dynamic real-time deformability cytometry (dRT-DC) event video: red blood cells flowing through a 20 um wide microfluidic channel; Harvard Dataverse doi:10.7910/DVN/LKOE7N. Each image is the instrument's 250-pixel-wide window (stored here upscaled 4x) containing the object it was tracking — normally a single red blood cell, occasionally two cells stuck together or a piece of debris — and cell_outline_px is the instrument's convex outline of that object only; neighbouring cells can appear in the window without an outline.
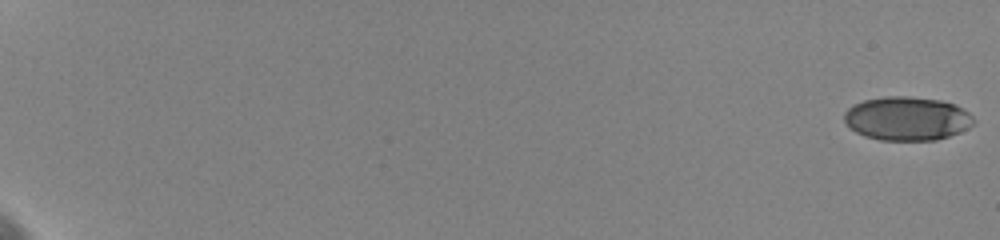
{"species": "human", "species_latin": "Homo sapiens", "temperature_condition": "cold", "stored_images_in_passage": 23, "camera_frame_rate_fps": 3000, "um_per_image_px": 0.085, "donor": {"sex": "female"}, "frame": {"image": 1, "passage_image": 1, "time_ms": 0.0, "image_size_px": [1000, 240], "cell_outline_px": [[976, 120], [968, 128], [960, 132], [936, 140], [880, 140], [864, 136], [856, 132], [844, 120], [844, 112], [852, 104], [864, 100], [884, 96], [908, 96], [940, 100], [956, 104], [964, 108]], "centroid_in_image_um": [77.11, 10.07], "position_along_channel_um": 7.9, "area_um2": 33.18}}
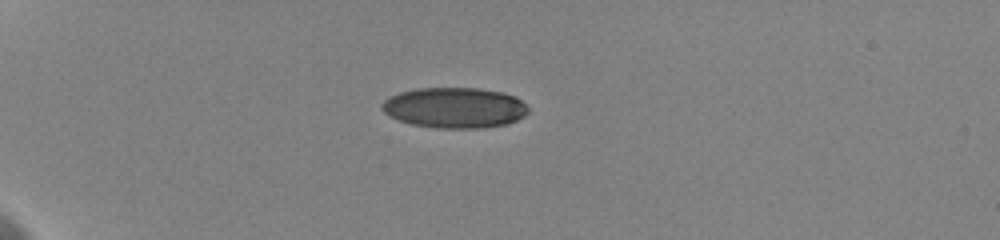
{"frame": {"image": 2, "passage_image": 15, "time_ms": 6.0, "image_size_px": [1000, 240], "cell_outline_px": [[528, 112], [524, 116], [508, 124], [480, 128], [436, 128], [412, 124], [400, 120], [384, 112], [380, 108], [380, 104], [388, 96], [400, 92], [416, 88], [480, 88], [504, 92], [516, 96], [528, 108]], "centroid_in_image_um": [38.64, 9.15], "position_along_channel_um": 46.4, "area_um2": 34.74}}
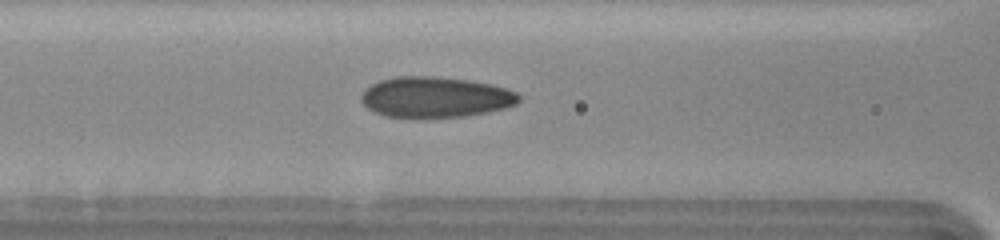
{"frame": {"image": 3, "passage_image": 23, "time_ms": 9.667, "image_size_px": [1000, 240], "cell_outline_px": [[520, 100], [516, 104], [504, 108], [488, 112], [464, 116], [412, 120], [384, 116], [368, 108], [360, 100], [360, 96], [372, 84], [380, 80], [396, 76], [436, 76], [468, 80], [492, 84], [516, 92], [520, 96]], "centroid_in_image_um": [36.98, 8.29], "position_along_channel_um": 129.6, "area_um2": 38.03}}